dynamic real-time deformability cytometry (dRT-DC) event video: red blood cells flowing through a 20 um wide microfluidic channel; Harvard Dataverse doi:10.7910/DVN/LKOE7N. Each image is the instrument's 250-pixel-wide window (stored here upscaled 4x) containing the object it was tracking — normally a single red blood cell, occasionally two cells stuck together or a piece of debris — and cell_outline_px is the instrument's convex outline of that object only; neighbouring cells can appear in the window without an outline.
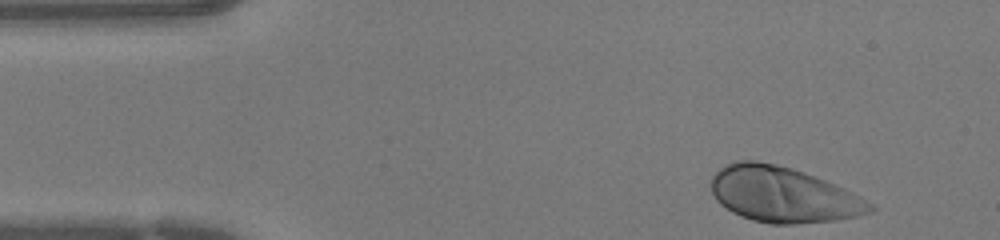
{"species": "human", "species_latin": "Homo sapiens", "temperature_condition": "warm", "stored_images_in_passage": 32, "camera_frame_rate_fps": 3000, "um_per_image_px": 0.085, "donor": {"sex": "female"}, "frame": {"image": 1, "passage_image": 1, "time_ms": 0.0, "image_size_px": [1000, 240], "cell_outline_px": [[876, 208], [872, 212], [856, 216], [836, 220], [792, 224], [772, 224], [752, 220], [732, 212], [720, 204], [716, 200], [712, 192], [708, 180], [724, 164], [736, 160], [756, 160], [776, 164], [792, 168], [804, 172], [844, 188], [860, 196], [872, 204]], "centroid_in_image_um": [66.52, 16.53], "position_along_channel_um": 18.5, "area_um2": 51.56}}
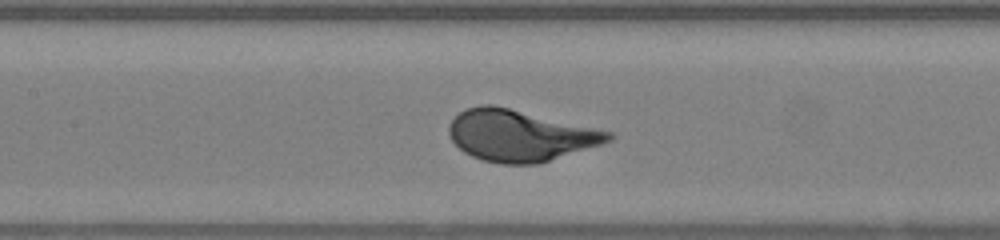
{"frame": {"image": 2, "passage_image": 16, "time_ms": 5.0, "image_size_px": [1000, 240], "cell_outline_px": [[616, 136], [612, 140], [540, 164], [500, 164], [484, 160], [472, 156], [464, 152], [452, 140], [448, 132], [448, 124], [464, 108], [480, 104], [492, 104], [612, 132]], "centroid_in_image_um": [44.17, 11.52], "position_along_channel_um": 163.2, "area_um2": 47.51}}
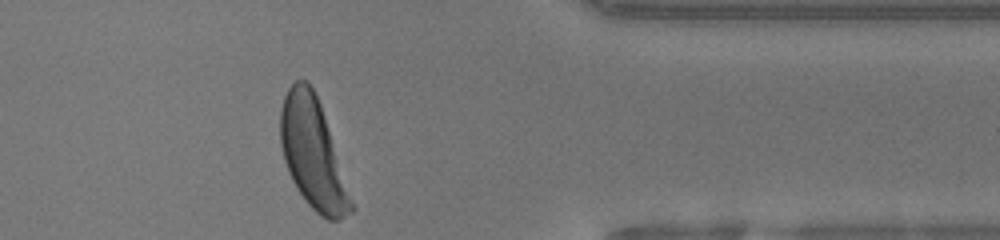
{"frame": {"image": 3, "passage_image": 32, "time_ms": 10.333, "image_size_px": [1000, 240], "cell_outline_px": [[356, 208], [352, 212], [340, 220], [328, 220], [320, 216], [308, 204], [296, 188], [288, 172], [284, 160], [280, 144], [280, 108], [284, 96], [288, 88], [296, 80], [308, 80], [320, 104]], "centroid_in_image_um": [26.59, 13.08], "position_along_channel_um": 384.8, "area_um2": 45.32}}